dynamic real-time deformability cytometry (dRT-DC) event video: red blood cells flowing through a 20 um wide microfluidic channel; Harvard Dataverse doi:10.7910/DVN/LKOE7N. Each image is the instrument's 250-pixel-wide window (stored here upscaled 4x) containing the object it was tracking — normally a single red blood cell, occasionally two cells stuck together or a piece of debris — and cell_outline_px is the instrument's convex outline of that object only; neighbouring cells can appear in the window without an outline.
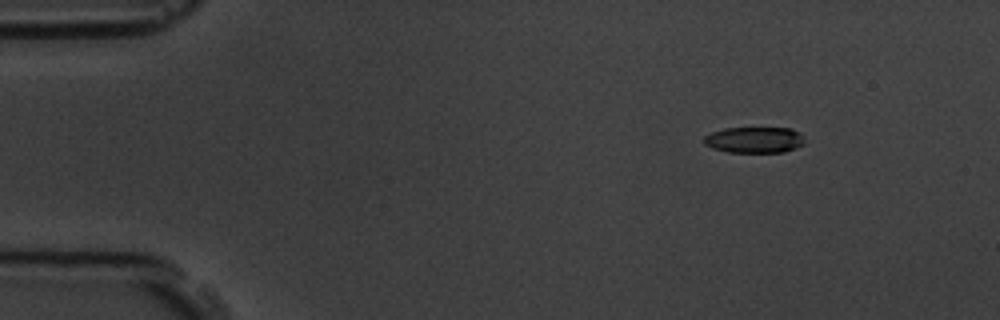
{"species": "common noctule bat (a hibernating species)", "species_latin": "Nyctalus noctula", "temperature_condition": "room temperature", "stored_images_in_passage": 4, "camera_frame_rate_fps": 3000, "um_per_image_px": 0.085, "animal": {"sex": "male", "body_mass_g": 19.5, "forearm_length_mm": 54.6}, "frame": {"image": 1, "passage_image": 2, "time_ms": 1.333, "image_size_px": [1000, 320], "cell_outline_px": [[804, 144], [796, 148], [784, 152], [728, 152], [712, 148], [704, 144], [704, 136], [712, 132], [724, 128], [792, 128], [800, 132], [804, 136]], "centroid_in_image_um": [64.15, 11.88], "position_along_channel_um": 20.8, "area_um2": 15.43}}
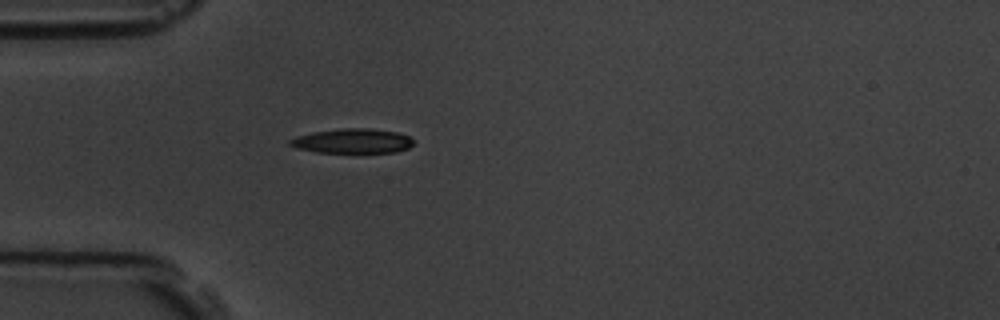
{"frame": {"image": 2, "passage_image": 4, "time_ms": 4.333, "image_size_px": [1000, 320], "cell_outline_px": [[412, 144], [408, 148], [396, 152], [316, 152], [296, 148], [288, 144], [288, 140], [312, 132], [344, 128], [368, 128], [396, 132], [408, 136], [412, 140]], "centroid_in_image_um": [29.94, 11.98], "position_along_channel_um": 55.1, "area_um2": 17.46}}